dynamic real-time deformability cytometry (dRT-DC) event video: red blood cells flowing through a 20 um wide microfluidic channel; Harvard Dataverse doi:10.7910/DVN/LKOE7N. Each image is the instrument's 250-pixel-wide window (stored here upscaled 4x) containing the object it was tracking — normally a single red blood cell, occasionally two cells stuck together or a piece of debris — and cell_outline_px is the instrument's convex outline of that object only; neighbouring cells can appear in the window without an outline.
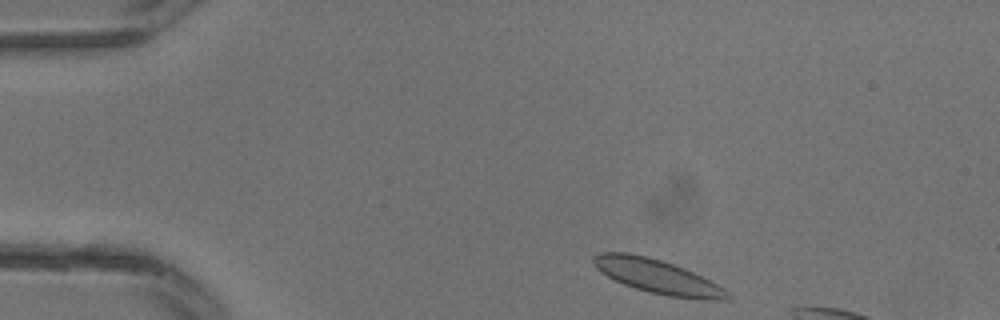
{"species": "common noctule bat (a hibernating species)", "species_latin": "Nyctalus noctula", "temperature_condition": "warm", "stored_images_in_passage": 5, "camera_frame_rate_fps": 3000, "um_per_image_px": 0.085, "animal": {"sex": "male", "body_mass_g": 13.3}, "frame": {"image": 1, "passage_image": 1, "time_ms": 0.0, "image_size_px": [1000, 320], "cell_outline_px": [[732, 296], [728, 300], [704, 300], [668, 296], [648, 292], [624, 284], [600, 272], [596, 268], [592, 260], [592, 256], [600, 252], [628, 252], [648, 256], [684, 268], [724, 288]], "centroid_in_image_um": [55.87, 23.5], "position_along_channel_um": 29.1, "area_um2": 26.47}}